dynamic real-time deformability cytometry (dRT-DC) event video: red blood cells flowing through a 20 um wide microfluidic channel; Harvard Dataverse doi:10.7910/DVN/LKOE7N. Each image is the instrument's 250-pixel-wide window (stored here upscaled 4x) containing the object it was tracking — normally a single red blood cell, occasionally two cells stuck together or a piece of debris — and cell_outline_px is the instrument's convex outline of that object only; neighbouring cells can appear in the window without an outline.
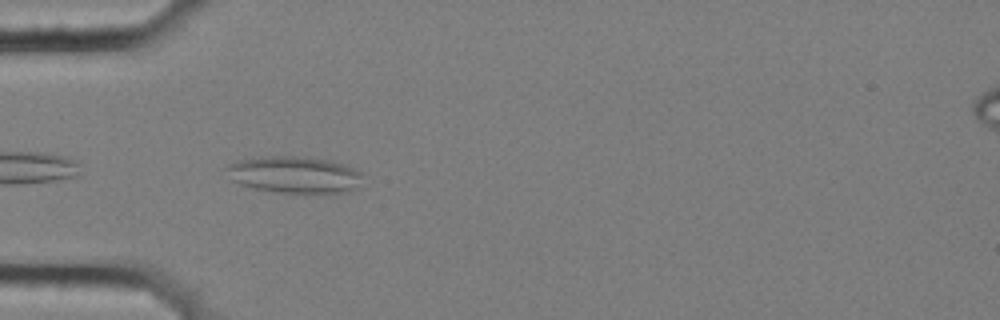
{"species": "common noctule bat (a hibernating species)", "species_latin": "Nyctalus noctula", "temperature_condition": "cold", "stored_images_in_passage": 6, "camera_frame_rate_fps": 3000, "um_per_image_px": 0.085, "animal": {"sex": "female", "body_mass_g": 25.1}, "frame": {"image": 1, "passage_image": 5, "time_ms": 1.333, "image_size_px": [1000, 320], "cell_outline_px": [[360, 188], [348, 192], [276, 192], [252, 188], [240, 184], [232, 180], [224, 168], [228, 164], [240, 160], [260, 156], [296, 156], [324, 160], [340, 164], [352, 168], [360, 172]], "centroid_in_image_um": [24.97, 14.85], "position_along_channel_um": 60.0, "area_um2": 28.84}}